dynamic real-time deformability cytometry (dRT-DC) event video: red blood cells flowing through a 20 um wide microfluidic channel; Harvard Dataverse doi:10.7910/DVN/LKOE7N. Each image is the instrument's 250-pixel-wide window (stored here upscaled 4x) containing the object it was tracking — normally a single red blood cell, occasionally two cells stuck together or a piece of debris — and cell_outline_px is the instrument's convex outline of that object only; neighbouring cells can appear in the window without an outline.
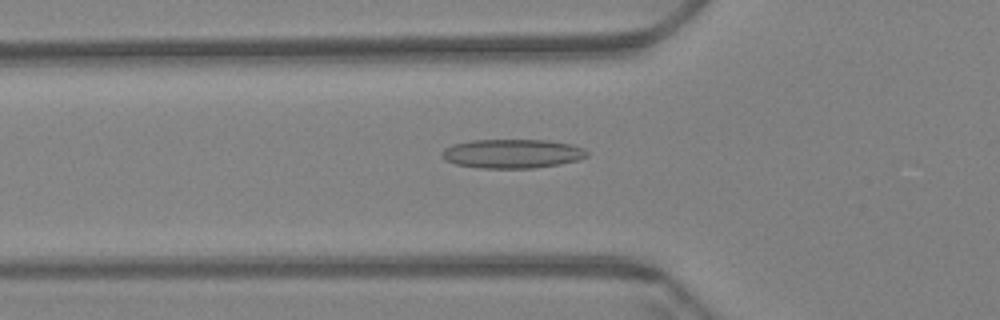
{"species": "Egyptian fruit bat (a non-hibernating species)", "species_latin": "Rousettus aegyptiacus", "temperature_condition": "warm", "stored_images_in_passage": 48, "camera_frame_rate_fps": 3000, "um_per_image_px": 0.085, "animal": {"sex": "female"}, "frame": {"image": 1, "passage_image": 9, "time_ms": 2.667, "image_size_px": [1000, 320], "cell_outline_px": [[588, 156], [580, 160], [560, 164], [532, 168], [480, 168], [456, 164], [444, 160], [440, 156], [440, 152], [444, 148], [452, 144], [472, 140], [548, 140], [572, 144], [584, 148], [588, 152]], "centroid_in_image_um": [43.54, 13.06], "position_along_channel_um": 82.3, "area_um2": 24.85}}
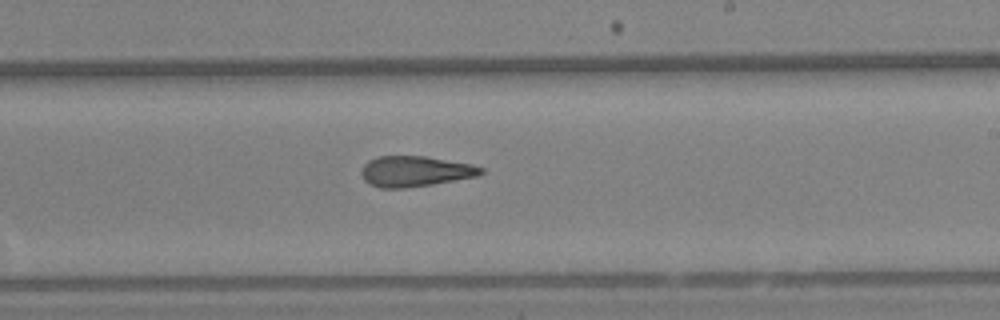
{"frame": {"image": 2, "passage_image": 24, "time_ms": 7.667, "image_size_px": [1000, 320], "cell_outline_px": [[484, 172], [476, 176], [432, 184], [404, 188], [380, 188], [368, 184], [364, 180], [360, 172], [364, 164], [368, 160], [376, 156], [424, 156], [472, 164], [484, 168]], "centroid_in_image_um": [35.24, 14.56], "position_along_channel_um": 253.8, "area_um2": 21.33}}
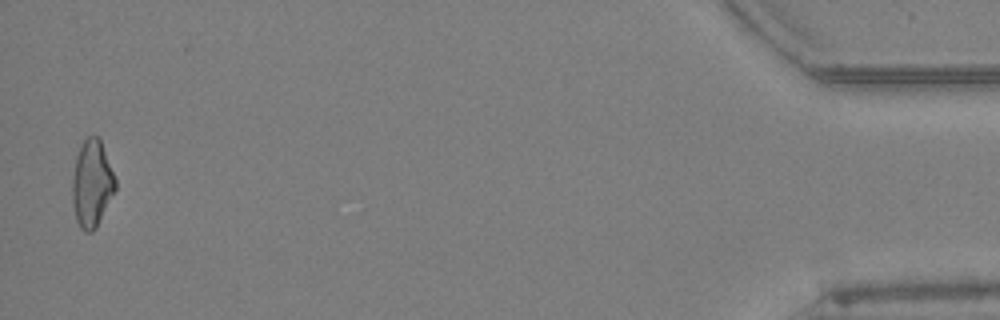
{"frame": {"image": 3, "passage_image": 47, "time_ms": 15.333, "image_size_px": [1000, 320], "cell_outline_px": [[116, 188], [96, 228], [92, 232], [84, 232], [80, 228], [76, 220], [72, 200], [72, 176], [76, 156], [84, 140], [88, 136], [96, 136], [100, 140], [116, 180]], "centroid_in_image_um": [7.79, 15.64], "position_along_channel_um": 427.4, "area_um2": 21.62}, "authors_computed_cell_mechanics": {"area_um2": 21.5883, "velocity_mm_per_s": 3.4282, "shape_relaxation_time_tau1_ms": null, "shape_relaxation_time_tau2_ms": 5.3527, "deformation_change_tau1": null, "deformation_change_tau2": 0.1621}}